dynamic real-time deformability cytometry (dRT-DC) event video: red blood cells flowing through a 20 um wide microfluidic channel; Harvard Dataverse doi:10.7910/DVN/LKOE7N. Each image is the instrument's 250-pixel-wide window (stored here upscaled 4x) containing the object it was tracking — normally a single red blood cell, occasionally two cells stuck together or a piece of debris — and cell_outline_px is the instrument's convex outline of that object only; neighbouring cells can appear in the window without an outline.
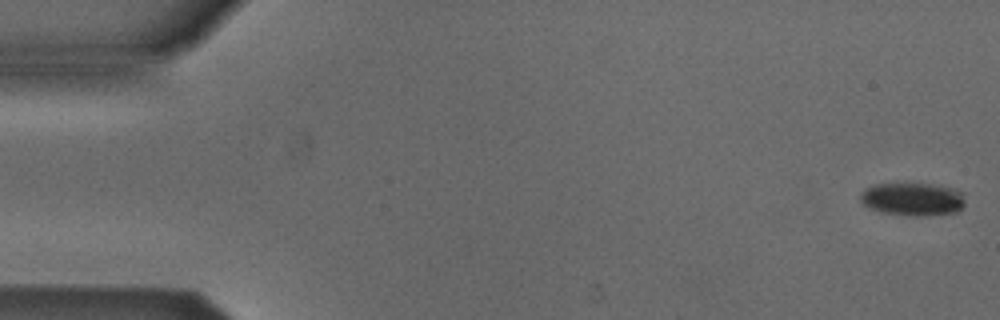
{"species": "Egyptian fruit bat (a non-hibernating species)", "species_latin": "Rousettus aegyptiacus", "temperature_condition": "cold", "stored_images_in_passage": 52, "camera_frame_rate_fps": 3000, "um_per_image_px": 0.085, "animal": {"sex": "male"}, "frame": {"image": 1, "passage_image": 1, "time_ms": 0.0, "image_size_px": [1000, 320], "cell_outline_px": [[964, 204], [960, 212], [924, 216], [912, 216], [884, 212], [868, 208], [860, 200], [860, 192], [864, 188], [876, 184], [932, 184], [952, 188], [964, 192]], "centroid_in_image_um": [77.6, 16.93], "position_along_channel_um": 7.4, "area_um2": 20.35}}
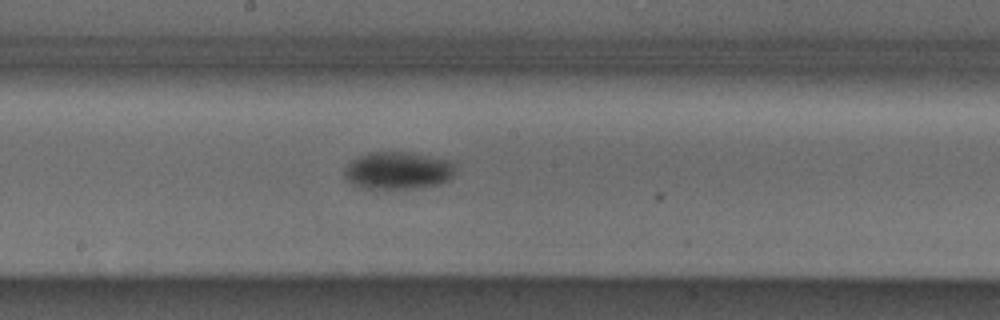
{"frame": {"image": 2, "passage_image": 28, "time_ms": 9.0, "image_size_px": [1000, 320], "cell_outline_px": [[456, 172], [448, 180], [440, 184], [420, 188], [360, 188], [352, 184], [344, 176], [344, 168], [352, 160], [368, 152], [408, 152], [456, 160]], "centroid_in_image_um": [33.89, 14.48], "position_along_channel_um": 214.3, "area_um2": 24.68}}
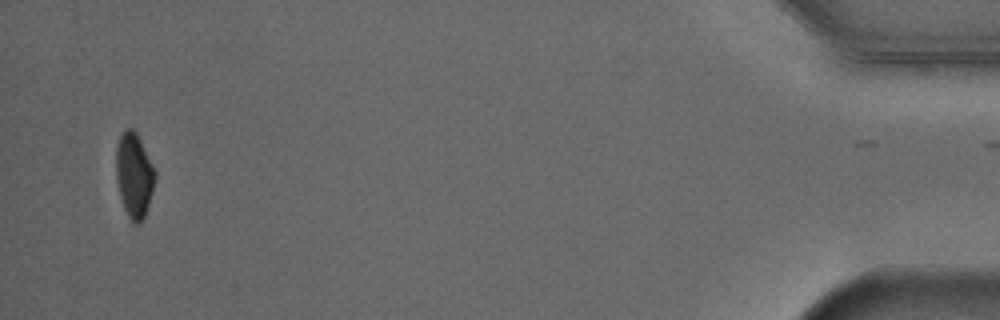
{"frame": {"image": 3, "passage_image": 51, "time_ms": 16.667, "image_size_px": [1000, 320], "cell_outline_px": [[156, 180], [144, 216], [136, 224], [128, 216], [124, 208], [120, 196], [116, 180], [116, 148], [120, 136], [128, 128], [132, 128], [136, 132], [156, 172]], "centroid_in_image_um": [11.39, 14.87], "position_along_channel_um": 423.8, "area_um2": 18.84}, "authors_computed_cell_mechanics": {"area_um2": 22.1663, "velocity_mm_per_s": 3.8877, "shape_relaxation_time_tau1_ms": 5.2629, "shape_relaxation_time_tau2_ms": null, "deformation_change_tau1": 0.1092, "deformation_change_tau2": null}}